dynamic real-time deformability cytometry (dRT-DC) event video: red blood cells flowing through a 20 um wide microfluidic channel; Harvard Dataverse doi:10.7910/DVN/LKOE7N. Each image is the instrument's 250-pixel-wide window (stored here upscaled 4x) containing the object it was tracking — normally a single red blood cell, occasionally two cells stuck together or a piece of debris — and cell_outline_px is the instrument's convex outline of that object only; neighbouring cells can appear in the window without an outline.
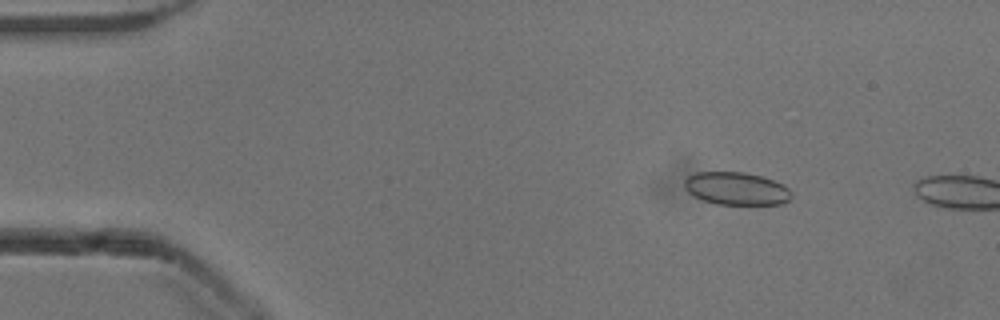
{"species": "common noctule bat (a hibernating species)", "species_latin": "Nyctalus noctula", "temperature_condition": "cold", "stored_images_in_passage": 11, "camera_frame_rate_fps": 3000, "um_per_image_px": 0.085, "animal": {"sex": "male", "body_mass_g": 13.3}, "frame": {"image": 1, "passage_image": 8, "time_ms": 2.333, "image_size_px": [1000, 320], "cell_outline_px": [[792, 196], [784, 204], [716, 204], [692, 196], [684, 188], [684, 180], [688, 176], [696, 172], [744, 172], [760, 176], [784, 184], [792, 192]], "centroid_in_image_um": [62.58, 16.03], "position_along_channel_um": 22.4, "area_um2": 20.52}}